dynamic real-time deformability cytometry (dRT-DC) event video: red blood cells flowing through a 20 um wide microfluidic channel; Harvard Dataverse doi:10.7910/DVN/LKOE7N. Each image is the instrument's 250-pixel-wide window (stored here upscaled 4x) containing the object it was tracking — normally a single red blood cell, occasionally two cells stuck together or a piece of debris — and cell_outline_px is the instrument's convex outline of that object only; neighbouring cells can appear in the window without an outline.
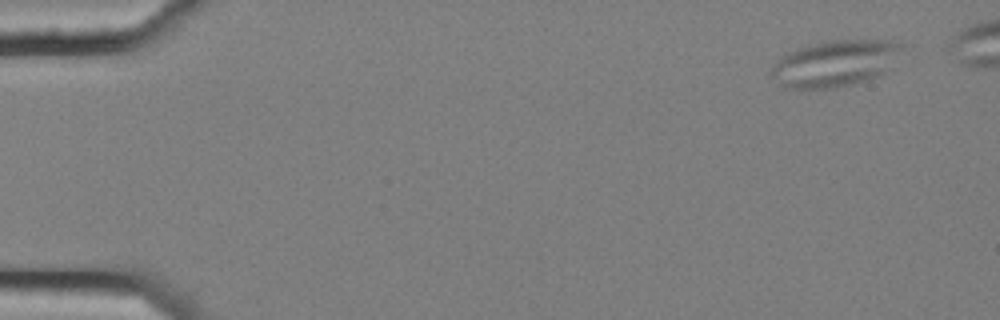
{"species": "common noctule bat (a hibernating species)", "species_latin": "Nyctalus noctula", "temperature_condition": "cold", "stored_images_in_passage": 2, "camera_frame_rate_fps": 3000, "um_per_image_px": 0.085, "animal": {"sex": "female", "body_mass_g": 25.1}, "frame": {"image": 1, "passage_image": 2, "time_ms": 0.333, "image_size_px": [1000, 320], "cell_outline_px": [[908, 48], [892, 68], [868, 80], [856, 84], [832, 88], [784, 88], [768, 72], [768, 68], [780, 56], [796, 48], [812, 44], [832, 40], [888, 40], [904, 44]], "centroid_in_image_um": [71.03, 5.38], "position_along_channel_um": 14.0, "area_um2": 36.18}}